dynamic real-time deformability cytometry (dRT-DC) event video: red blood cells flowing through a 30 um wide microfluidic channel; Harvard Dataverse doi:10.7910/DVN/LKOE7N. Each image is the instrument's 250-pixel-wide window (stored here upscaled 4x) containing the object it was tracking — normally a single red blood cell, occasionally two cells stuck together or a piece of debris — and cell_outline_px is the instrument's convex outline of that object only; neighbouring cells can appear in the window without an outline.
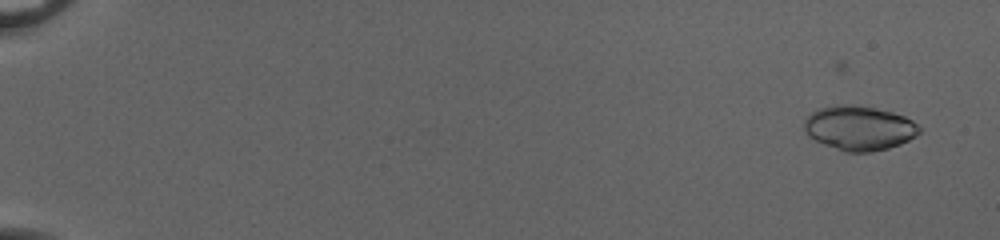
{"species": "common noctule bat (a hibernating species)", "species_latin": "Nyctalus noctula", "temperature_condition": "cold", "stored_images_in_passage": 52, "camera_frame_rate_fps": 3000, "um_per_image_px": 0.085, "animal": {"sex": "female", "body_mass_g": 20.0, "forearm_length_mm": 54.0}, "frame": {"image": 1, "passage_image": 2, "time_ms": 0.333, "image_size_px": [1000, 240], "cell_outline_px": [[920, 132], [916, 136], [900, 144], [888, 148], [872, 152], [844, 152], [824, 144], [808, 136], [804, 128], [804, 124], [808, 116], [816, 108], [836, 104], [852, 104], [876, 108], [892, 112], [904, 116], [912, 120], [920, 128]], "centroid_in_image_um": [73.02, 10.87], "position_along_channel_um": 12.0, "area_um2": 29.94}}
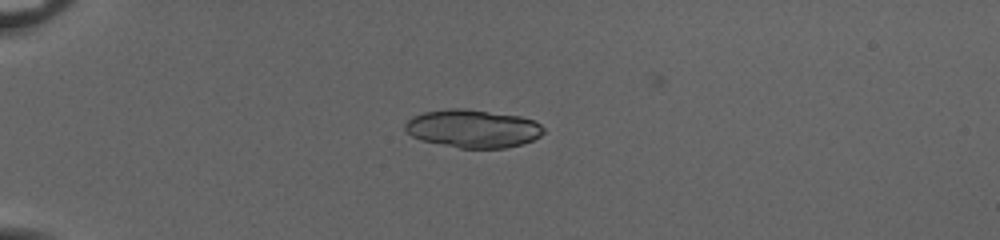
{"frame": {"image": 2, "passage_image": 15, "time_ms": 4.667, "image_size_px": [1000, 240], "cell_outline_px": [[544, 132], [540, 136], [532, 140], [520, 144], [504, 148], [460, 148], [424, 140], [412, 136], [404, 128], [404, 124], [412, 116], [424, 112], [448, 108], [464, 108], [520, 116], [532, 120], [540, 124], [544, 128]], "centroid_in_image_um": [40.19, 10.92], "position_along_channel_um": 44.8, "area_um2": 30.52}}